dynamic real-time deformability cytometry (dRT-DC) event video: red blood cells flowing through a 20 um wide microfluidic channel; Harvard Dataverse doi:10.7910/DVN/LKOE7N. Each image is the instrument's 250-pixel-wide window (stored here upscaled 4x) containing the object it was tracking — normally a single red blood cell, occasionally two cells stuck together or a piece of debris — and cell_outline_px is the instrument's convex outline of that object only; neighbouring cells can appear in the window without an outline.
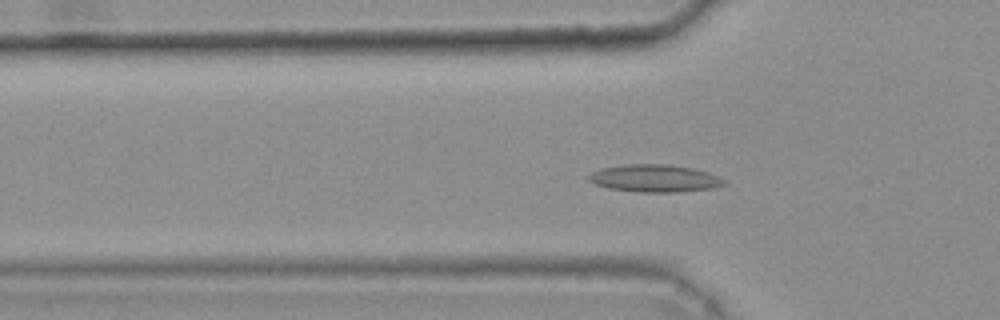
{"species": "common noctule bat (a hibernating species)", "species_latin": "Nyctalus noctula", "temperature_condition": "warm", "stored_images_in_passage": 44, "camera_frame_rate_fps": 3000, "um_per_image_px": 0.085, "animal": {"sex": "female", "body_mass_g": 25.1}, "frame": {"image": 1, "passage_image": 16, "time_ms": 5.0, "image_size_px": [1000, 320], "cell_outline_px": [[728, 184], [712, 188], [676, 192], [636, 192], [608, 188], [592, 184], [588, 180], [588, 176], [592, 172], [604, 168], [624, 164], [668, 164], [692, 168], [708, 172], [724, 180]], "centroid_in_image_um": [55.62, 15.16], "position_along_channel_um": 70.2, "area_um2": 21.68}}
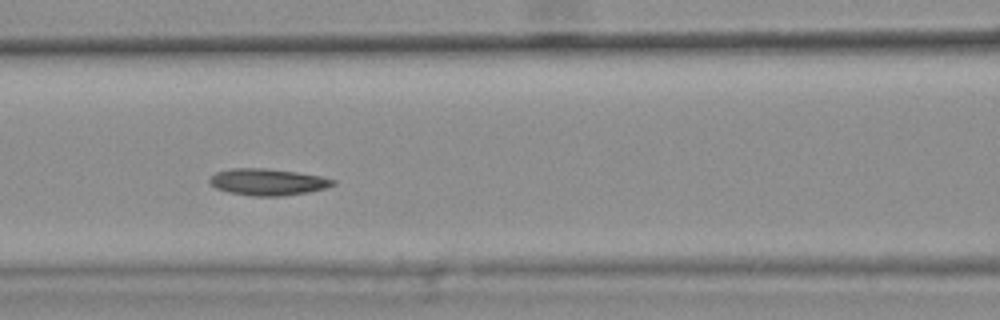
{"frame": {"image": 2, "passage_image": 22, "time_ms": 7.0, "image_size_px": [1000, 320], "cell_outline_px": [[336, 184], [324, 188], [308, 192], [280, 196], [252, 196], [228, 192], [216, 188], [208, 180], [216, 172], [232, 168], [264, 168], [296, 172], [320, 176], [336, 180]], "centroid_in_image_um": [22.75, 15.47], "position_along_channel_um": 143.8, "area_um2": 19.02}}
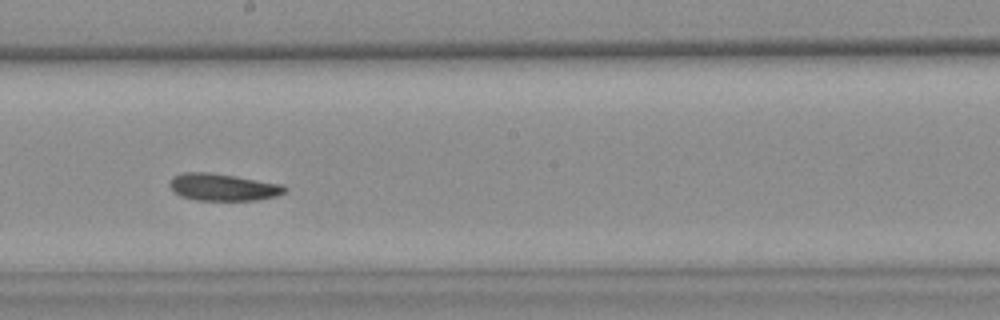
{"frame": {"image": 3, "passage_image": 29, "time_ms": 9.333, "image_size_px": [1000, 320], "cell_outline_px": [[288, 188], [284, 192], [276, 196], [256, 200], [196, 200], [180, 196], [168, 184], [172, 176], [184, 172], [208, 172], [284, 184]], "centroid_in_image_um": [18.95, 15.9], "position_along_channel_um": 229.2, "area_um2": 18.15}, "authors_computed_cell_mechanics": {"area_um2": 18.9295, "velocity_mm_per_s": 3.6704, "shape_relaxation_time_tau1_ms": null, "shape_relaxation_time_tau2_ms": 6.1795, "deformation_change_tau1": null, "deformation_change_tau2": 0.1235}}